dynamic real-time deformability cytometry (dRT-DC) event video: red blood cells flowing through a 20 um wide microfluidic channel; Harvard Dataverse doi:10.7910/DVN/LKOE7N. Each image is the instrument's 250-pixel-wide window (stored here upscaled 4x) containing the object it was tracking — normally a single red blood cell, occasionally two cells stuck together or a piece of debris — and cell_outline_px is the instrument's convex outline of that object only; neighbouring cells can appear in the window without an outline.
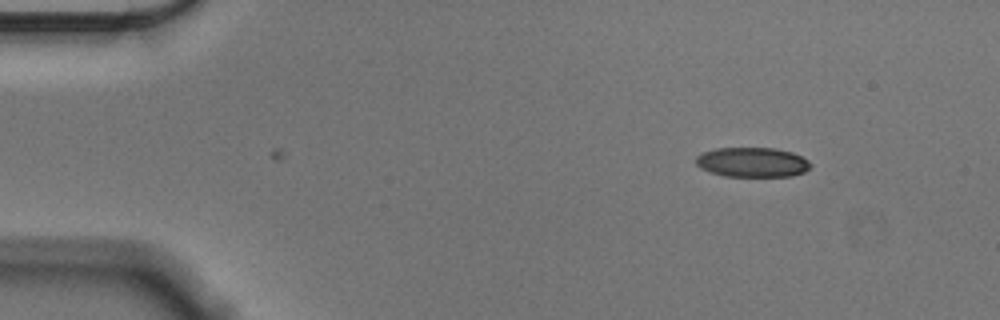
{"species": "Egyptian fruit bat (a non-hibernating species)", "species_latin": "Rousettus aegyptiacus", "temperature_condition": "cold", "stored_images_in_passage": 11, "camera_frame_rate_fps": 3000, "um_per_image_px": 0.085, "animal": {"sex": "male"}, "frame": {"image": 1, "passage_image": 11, "time_ms": 3.333, "image_size_px": [1000, 320], "cell_outline_px": [[812, 164], [804, 172], [792, 176], [724, 176], [700, 168], [696, 164], [696, 156], [704, 152], [716, 148], [776, 148], [792, 152], [808, 160]], "centroid_in_image_um": [63.95, 13.79], "position_along_channel_um": 21.0, "area_um2": 19.77}}